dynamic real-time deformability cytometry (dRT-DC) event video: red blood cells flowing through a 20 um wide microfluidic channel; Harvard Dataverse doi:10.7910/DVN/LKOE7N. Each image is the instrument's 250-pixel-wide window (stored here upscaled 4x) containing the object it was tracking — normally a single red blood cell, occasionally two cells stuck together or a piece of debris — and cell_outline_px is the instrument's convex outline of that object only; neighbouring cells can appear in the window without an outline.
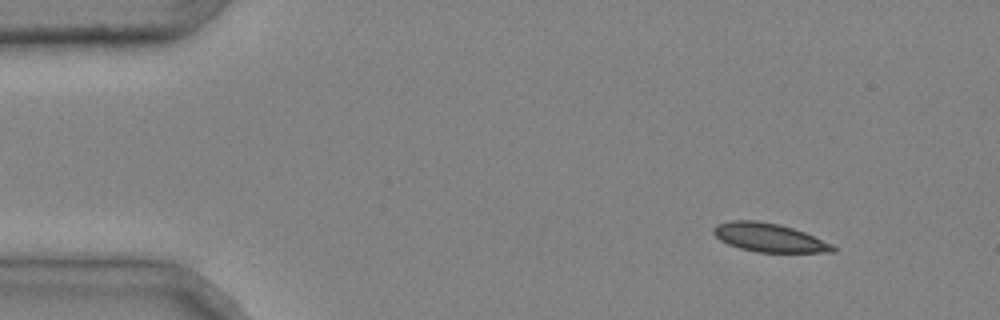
{"species": "common noctule bat (a hibernating species)", "species_latin": "Nyctalus noctula", "temperature_condition": "cold", "stored_images_in_passage": 3, "camera_frame_rate_fps": 3000, "um_per_image_px": 0.085, "animal": {"sex": "male", "body_mass_g": 20.4}, "frame": {"image": 1, "passage_image": 1, "time_ms": 0.0, "image_size_px": [1000, 320], "cell_outline_px": [[836, 252], [756, 252], [740, 248], [728, 244], [720, 240], [712, 232], [712, 228], [716, 224], [732, 220], [756, 220], [776, 224], [792, 228], [804, 232], [832, 244], [836, 248]], "centroid_in_image_um": [65.34, 20.19], "position_along_channel_um": 19.7, "area_um2": 19.77}}